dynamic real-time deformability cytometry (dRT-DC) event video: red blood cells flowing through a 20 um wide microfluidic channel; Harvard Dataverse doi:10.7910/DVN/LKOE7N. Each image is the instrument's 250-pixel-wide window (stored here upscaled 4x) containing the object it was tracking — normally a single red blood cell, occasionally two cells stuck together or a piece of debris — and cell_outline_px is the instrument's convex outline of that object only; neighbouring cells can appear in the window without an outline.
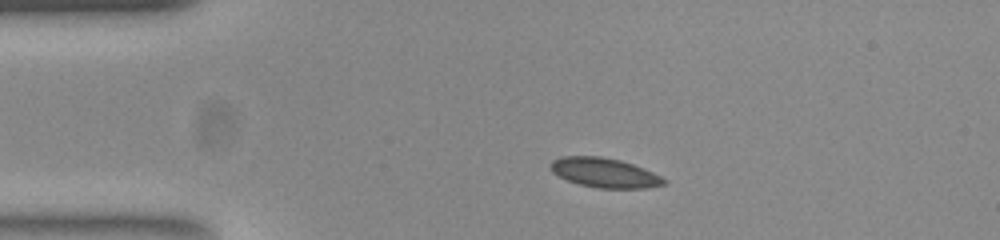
{"species": "common noctule bat (a hibernating species)", "species_latin": "Nyctalus noctula", "temperature_condition": "room temperature", "stored_images_in_passage": 43, "camera_frame_rate_fps": 3000, "um_per_image_px": 0.085, "animal": {"sex": "female", "body_mass_g": 23.0, "forearm_length_mm": 53.4}, "frame": {"image": 1, "passage_image": 8, "time_ms": 2.333, "image_size_px": [1000, 240], "cell_outline_px": [[668, 180], [664, 184], [644, 188], [600, 188], [580, 184], [568, 180], [552, 172], [552, 160], [560, 156], [600, 156], [620, 160], [644, 168]], "centroid_in_image_um": [51.4, 14.67], "position_along_channel_um": 33.6, "area_um2": 19.25}}
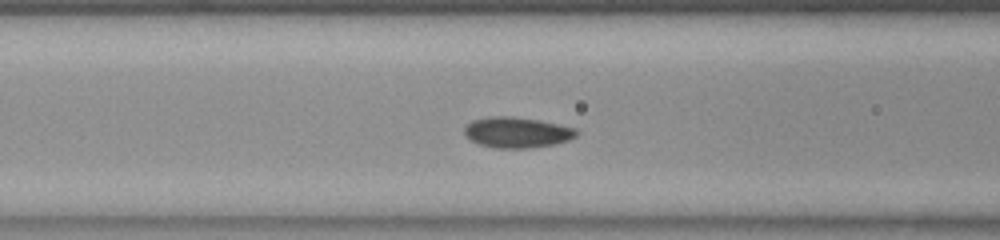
{"frame": {"image": 2, "passage_image": 18, "time_ms": 5.667, "image_size_px": [1000, 240], "cell_outline_px": [[580, 132], [576, 136], [568, 140], [552, 144], [524, 148], [496, 148], [480, 144], [472, 140], [464, 132], [464, 128], [472, 120], [492, 116], [512, 116], [540, 120], [576, 128]], "centroid_in_image_um": [43.97, 11.24], "position_along_channel_um": 122.6, "area_um2": 19.83}}
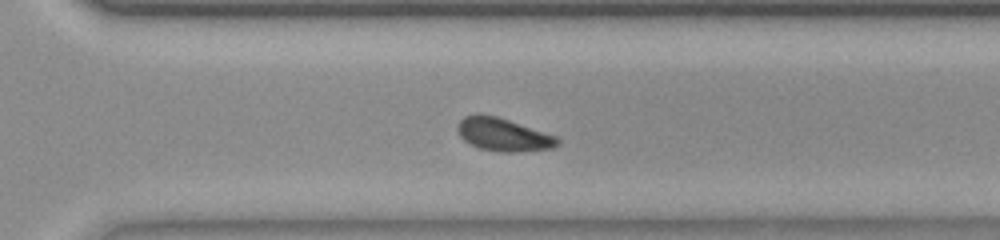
{"frame": {"image": 3, "passage_image": 34, "time_ms": 11.0, "image_size_px": [1000, 240], "cell_outline_px": [[560, 144], [552, 148], [512, 152], [504, 152], [480, 148], [464, 140], [460, 136], [460, 120], [464, 116], [476, 112], [480, 112], [496, 116], [556, 136], [560, 140]], "centroid_in_image_um": [42.78, 11.42], "position_along_channel_um": 327.8, "area_um2": 18.9}, "authors_computed_cell_mechanics": {"area_um2": 18.9006, "velocity_mm_per_s": 3.8524, "shape_relaxation_time_tau1_ms": 2.186, "shape_relaxation_time_tau2_ms": 9.2509, "deformation_change_tau1": 0.0683, "deformation_change_tau2": 0.1026}}